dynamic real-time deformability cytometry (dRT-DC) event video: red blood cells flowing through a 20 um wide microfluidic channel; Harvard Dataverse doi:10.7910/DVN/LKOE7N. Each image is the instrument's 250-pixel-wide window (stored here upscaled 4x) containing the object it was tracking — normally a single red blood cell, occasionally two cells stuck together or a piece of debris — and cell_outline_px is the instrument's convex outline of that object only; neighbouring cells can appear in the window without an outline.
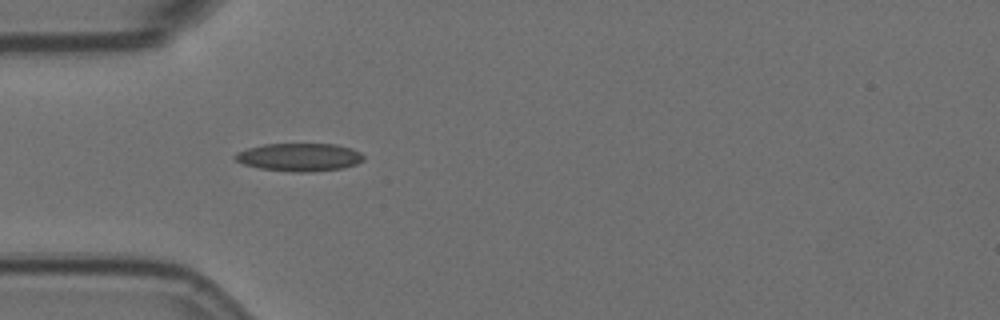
{"species": "Egyptian fruit bat (a non-hibernating species)", "species_latin": "Rousettus aegyptiacus", "temperature_condition": "room temperature", "stored_images_in_passage": 4, "camera_frame_rate_fps": 3000, "um_per_image_px": 0.085, "animal": {"sex": "female"}, "frame": {"image": 1, "passage_image": 3, "time_ms": 0.667, "image_size_px": [1000, 320], "cell_outline_px": [[364, 160], [356, 164], [344, 168], [308, 172], [292, 172], [260, 168], [244, 164], [236, 160], [232, 156], [236, 152], [248, 148], [264, 144], [336, 144], [352, 148], [360, 152], [364, 156]], "centroid_in_image_um": [25.46, 13.36], "position_along_channel_um": 59.5, "area_um2": 21.04}}
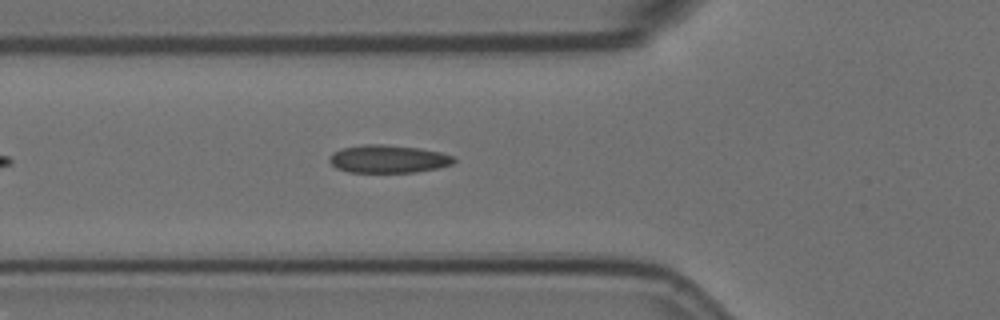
{"frame": {"image": 2, "passage_image": 4, "time_ms": 1.0, "image_size_px": [1000, 320], "cell_outline_px": [[456, 160], [452, 164], [436, 168], [412, 172], [348, 172], [336, 168], [328, 160], [328, 156], [332, 152], [344, 148], [364, 144], [384, 144], [420, 148], [440, 152], [452, 156]], "centroid_in_image_um": [32.96, 13.5], "position_along_channel_um": 92.8, "area_um2": 20.17}}